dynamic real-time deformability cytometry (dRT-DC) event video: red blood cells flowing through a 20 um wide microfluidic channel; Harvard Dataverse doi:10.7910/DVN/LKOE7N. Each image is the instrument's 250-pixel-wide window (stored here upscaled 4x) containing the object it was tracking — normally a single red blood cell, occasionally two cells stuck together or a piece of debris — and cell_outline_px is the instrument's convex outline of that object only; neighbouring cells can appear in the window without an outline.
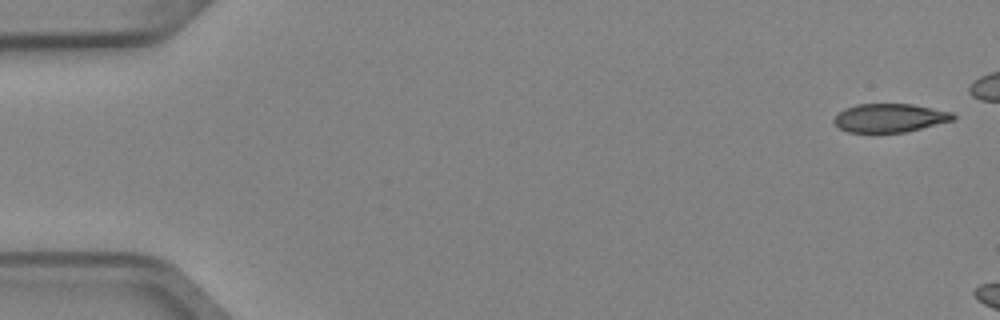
{"species": "Egyptian fruit bat (a non-hibernating species)", "species_latin": "Rousettus aegyptiacus", "temperature_condition": "cold", "stored_images_in_passage": 3, "camera_frame_rate_fps": 3000, "um_per_image_px": 0.085, "animal": {"sex": "female"}, "frame": {"image": 1, "passage_image": 1, "time_ms": 0.0, "image_size_px": [1000, 320], "cell_outline_px": [[956, 120], [904, 132], [848, 132], [840, 128], [832, 120], [844, 108], [856, 104], [912, 104], [952, 112], [956, 116]], "centroid_in_image_um": [75.65, 10.02], "position_along_channel_um": 9.3, "area_um2": 19.77}}